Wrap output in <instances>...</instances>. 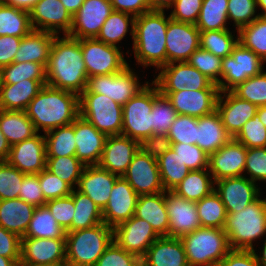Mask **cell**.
I'll use <instances>...</instances> for the list:
<instances>
[{
  "mask_svg": "<svg viewBox=\"0 0 266 266\" xmlns=\"http://www.w3.org/2000/svg\"><path fill=\"white\" fill-rule=\"evenodd\" d=\"M75 213L71 226L66 232L94 227L103 223L102 210L85 194L78 190H72Z\"/></svg>",
  "mask_w": 266,
  "mask_h": 266,
  "instance_id": "38",
  "label": "cell"
},
{
  "mask_svg": "<svg viewBox=\"0 0 266 266\" xmlns=\"http://www.w3.org/2000/svg\"><path fill=\"white\" fill-rule=\"evenodd\" d=\"M45 134L47 158L76 156V140L72 124L55 128Z\"/></svg>",
  "mask_w": 266,
  "mask_h": 266,
  "instance_id": "43",
  "label": "cell"
},
{
  "mask_svg": "<svg viewBox=\"0 0 266 266\" xmlns=\"http://www.w3.org/2000/svg\"><path fill=\"white\" fill-rule=\"evenodd\" d=\"M114 11H120L138 17L151 11L148 0H108Z\"/></svg>",
  "mask_w": 266,
  "mask_h": 266,
  "instance_id": "66",
  "label": "cell"
},
{
  "mask_svg": "<svg viewBox=\"0 0 266 266\" xmlns=\"http://www.w3.org/2000/svg\"><path fill=\"white\" fill-rule=\"evenodd\" d=\"M231 92L257 107L266 106V72L262 71L259 75L248 78L233 88Z\"/></svg>",
  "mask_w": 266,
  "mask_h": 266,
  "instance_id": "51",
  "label": "cell"
},
{
  "mask_svg": "<svg viewBox=\"0 0 266 266\" xmlns=\"http://www.w3.org/2000/svg\"><path fill=\"white\" fill-rule=\"evenodd\" d=\"M25 175L7 161H0V200L19 198Z\"/></svg>",
  "mask_w": 266,
  "mask_h": 266,
  "instance_id": "53",
  "label": "cell"
},
{
  "mask_svg": "<svg viewBox=\"0 0 266 266\" xmlns=\"http://www.w3.org/2000/svg\"><path fill=\"white\" fill-rule=\"evenodd\" d=\"M228 0H203L195 26L200 32L226 30Z\"/></svg>",
  "mask_w": 266,
  "mask_h": 266,
  "instance_id": "42",
  "label": "cell"
},
{
  "mask_svg": "<svg viewBox=\"0 0 266 266\" xmlns=\"http://www.w3.org/2000/svg\"><path fill=\"white\" fill-rule=\"evenodd\" d=\"M84 168L85 165L76 156L47 158L46 162V169L65 181L73 189H75V185H78Z\"/></svg>",
  "mask_w": 266,
  "mask_h": 266,
  "instance_id": "49",
  "label": "cell"
},
{
  "mask_svg": "<svg viewBox=\"0 0 266 266\" xmlns=\"http://www.w3.org/2000/svg\"><path fill=\"white\" fill-rule=\"evenodd\" d=\"M152 113V145L162 142L178 115L169 99L161 94L155 85L153 87Z\"/></svg>",
  "mask_w": 266,
  "mask_h": 266,
  "instance_id": "37",
  "label": "cell"
},
{
  "mask_svg": "<svg viewBox=\"0 0 266 266\" xmlns=\"http://www.w3.org/2000/svg\"><path fill=\"white\" fill-rule=\"evenodd\" d=\"M88 78L122 72L129 64L118 46L108 45L96 38L80 39Z\"/></svg>",
  "mask_w": 266,
  "mask_h": 266,
  "instance_id": "12",
  "label": "cell"
},
{
  "mask_svg": "<svg viewBox=\"0 0 266 266\" xmlns=\"http://www.w3.org/2000/svg\"><path fill=\"white\" fill-rule=\"evenodd\" d=\"M144 87V84L140 85L135 72L127 66L119 73L89 77L83 92L108 96L123 106Z\"/></svg>",
  "mask_w": 266,
  "mask_h": 266,
  "instance_id": "13",
  "label": "cell"
},
{
  "mask_svg": "<svg viewBox=\"0 0 266 266\" xmlns=\"http://www.w3.org/2000/svg\"><path fill=\"white\" fill-rule=\"evenodd\" d=\"M0 130L10 146L30 139L38 132L25 111L0 109Z\"/></svg>",
  "mask_w": 266,
  "mask_h": 266,
  "instance_id": "36",
  "label": "cell"
},
{
  "mask_svg": "<svg viewBox=\"0 0 266 266\" xmlns=\"http://www.w3.org/2000/svg\"><path fill=\"white\" fill-rule=\"evenodd\" d=\"M142 145L124 135L107 136L99 166L120 177Z\"/></svg>",
  "mask_w": 266,
  "mask_h": 266,
  "instance_id": "25",
  "label": "cell"
},
{
  "mask_svg": "<svg viewBox=\"0 0 266 266\" xmlns=\"http://www.w3.org/2000/svg\"><path fill=\"white\" fill-rule=\"evenodd\" d=\"M158 76L151 83L156 85L159 92H177L187 89H219L217 84L210 81L195 67L187 62L169 63L162 66Z\"/></svg>",
  "mask_w": 266,
  "mask_h": 266,
  "instance_id": "11",
  "label": "cell"
},
{
  "mask_svg": "<svg viewBox=\"0 0 266 266\" xmlns=\"http://www.w3.org/2000/svg\"><path fill=\"white\" fill-rule=\"evenodd\" d=\"M250 175L249 179L266 181V147L247 148L245 169Z\"/></svg>",
  "mask_w": 266,
  "mask_h": 266,
  "instance_id": "60",
  "label": "cell"
},
{
  "mask_svg": "<svg viewBox=\"0 0 266 266\" xmlns=\"http://www.w3.org/2000/svg\"><path fill=\"white\" fill-rule=\"evenodd\" d=\"M45 205L61 227L67 230L71 226L75 213L74 200L71 195L48 200Z\"/></svg>",
  "mask_w": 266,
  "mask_h": 266,
  "instance_id": "59",
  "label": "cell"
},
{
  "mask_svg": "<svg viewBox=\"0 0 266 266\" xmlns=\"http://www.w3.org/2000/svg\"><path fill=\"white\" fill-rule=\"evenodd\" d=\"M247 148L232 138L216 152L209 155V172L213 181L243 176Z\"/></svg>",
  "mask_w": 266,
  "mask_h": 266,
  "instance_id": "23",
  "label": "cell"
},
{
  "mask_svg": "<svg viewBox=\"0 0 266 266\" xmlns=\"http://www.w3.org/2000/svg\"><path fill=\"white\" fill-rule=\"evenodd\" d=\"M138 195L164 192L155 150L142 146L122 176Z\"/></svg>",
  "mask_w": 266,
  "mask_h": 266,
  "instance_id": "9",
  "label": "cell"
},
{
  "mask_svg": "<svg viewBox=\"0 0 266 266\" xmlns=\"http://www.w3.org/2000/svg\"><path fill=\"white\" fill-rule=\"evenodd\" d=\"M44 85L37 80H24L17 84H0V109L25 111Z\"/></svg>",
  "mask_w": 266,
  "mask_h": 266,
  "instance_id": "35",
  "label": "cell"
},
{
  "mask_svg": "<svg viewBox=\"0 0 266 266\" xmlns=\"http://www.w3.org/2000/svg\"><path fill=\"white\" fill-rule=\"evenodd\" d=\"M21 39L17 36H0V70L13 63Z\"/></svg>",
  "mask_w": 266,
  "mask_h": 266,
  "instance_id": "65",
  "label": "cell"
},
{
  "mask_svg": "<svg viewBox=\"0 0 266 266\" xmlns=\"http://www.w3.org/2000/svg\"><path fill=\"white\" fill-rule=\"evenodd\" d=\"M239 43L266 62V18L258 17L238 31Z\"/></svg>",
  "mask_w": 266,
  "mask_h": 266,
  "instance_id": "47",
  "label": "cell"
},
{
  "mask_svg": "<svg viewBox=\"0 0 266 266\" xmlns=\"http://www.w3.org/2000/svg\"><path fill=\"white\" fill-rule=\"evenodd\" d=\"M256 9V0H228V20L234 21L238 32L259 17L255 16Z\"/></svg>",
  "mask_w": 266,
  "mask_h": 266,
  "instance_id": "57",
  "label": "cell"
},
{
  "mask_svg": "<svg viewBox=\"0 0 266 266\" xmlns=\"http://www.w3.org/2000/svg\"><path fill=\"white\" fill-rule=\"evenodd\" d=\"M253 252L260 266H266V240L263 246V251L261 252L262 256L256 254L255 249H253Z\"/></svg>",
  "mask_w": 266,
  "mask_h": 266,
  "instance_id": "72",
  "label": "cell"
},
{
  "mask_svg": "<svg viewBox=\"0 0 266 266\" xmlns=\"http://www.w3.org/2000/svg\"><path fill=\"white\" fill-rule=\"evenodd\" d=\"M222 59L211 52L199 47L189 58L187 63L195 67L214 84L220 82L222 71Z\"/></svg>",
  "mask_w": 266,
  "mask_h": 266,
  "instance_id": "52",
  "label": "cell"
},
{
  "mask_svg": "<svg viewBox=\"0 0 266 266\" xmlns=\"http://www.w3.org/2000/svg\"><path fill=\"white\" fill-rule=\"evenodd\" d=\"M152 147L155 150L163 188L165 191H173L190 170L168 144L158 142Z\"/></svg>",
  "mask_w": 266,
  "mask_h": 266,
  "instance_id": "30",
  "label": "cell"
},
{
  "mask_svg": "<svg viewBox=\"0 0 266 266\" xmlns=\"http://www.w3.org/2000/svg\"><path fill=\"white\" fill-rule=\"evenodd\" d=\"M257 7L262 8L263 12L259 14L260 17L266 18V0H256Z\"/></svg>",
  "mask_w": 266,
  "mask_h": 266,
  "instance_id": "74",
  "label": "cell"
},
{
  "mask_svg": "<svg viewBox=\"0 0 266 266\" xmlns=\"http://www.w3.org/2000/svg\"><path fill=\"white\" fill-rule=\"evenodd\" d=\"M37 132L72 124L80 116L79 95L45 85L25 109ZM41 127V129H40Z\"/></svg>",
  "mask_w": 266,
  "mask_h": 266,
  "instance_id": "2",
  "label": "cell"
},
{
  "mask_svg": "<svg viewBox=\"0 0 266 266\" xmlns=\"http://www.w3.org/2000/svg\"><path fill=\"white\" fill-rule=\"evenodd\" d=\"M159 237L150 223L134 215L113 229V240L140 259Z\"/></svg>",
  "mask_w": 266,
  "mask_h": 266,
  "instance_id": "16",
  "label": "cell"
},
{
  "mask_svg": "<svg viewBox=\"0 0 266 266\" xmlns=\"http://www.w3.org/2000/svg\"><path fill=\"white\" fill-rule=\"evenodd\" d=\"M47 85L80 95L86 88L87 70L80 39L55 36L46 67Z\"/></svg>",
  "mask_w": 266,
  "mask_h": 266,
  "instance_id": "1",
  "label": "cell"
},
{
  "mask_svg": "<svg viewBox=\"0 0 266 266\" xmlns=\"http://www.w3.org/2000/svg\"><path fill=\"white\" fill-rule=\"evenodd\" d=\"M152 107L153 87L147 81L145 87L122 106V135L142 146H152Z\"/></svg>",
  "mask_w": 266,
  "mask_h": 266,
  "instance_id": "7",
  "label": "cell"
},
{
  "mask_svg": "<svg viewBox=\"0 0 266 266\" xmlns=\"http://www.w3.org/2000/svg\"><path fill=\"white\" fill-rule=\"evenodd\" d=\"M214 184L227 214L240 212L260 197L258 185L244 175L217 180Z\"/></svg>",
  "mask_w": 266,
  "mask_h": 266,
  "instance_id": "18",
  "label": "cell"
},
{
  "mask_svg": "<svg viewBox=\"0 0 266 266\" xmlns=\"http://www.w3.org/2000/svg\"><path fill=\"white\" fill-rule=\"evenodd\" d=\"M196 205L201 227L223 229L227 212L215 190L197 201Z\"/></svg>",
  "mask_w": 266,
  "mask_h": 266,
  "instance_id": "46",
  "label": "cell"
},
{
  "mask_svg": "<svg viewBox=\"0 0 266 266\" xmlns=\"http://www.w3.org/2000/svg\"><path fill=\"white\" fill-rule=\"evenodd\" d=\"M38 177L46 201L71 195L73 188L47 169L38 173Z\"/></svg>",
  "mask_w": 266,
  "mask_h": 266,
  "instance_id": "58",
  "label": "cell"
},
{
  "mask_svg": "<svg viewBox=\"0 0 266 266\" xmlns=\"http://www.w3.org/2000/svg\"><path fill=\"white\" fill-rule=\"evenodd\" d=\"M162 143L197 145V118L177 115Z\"/></svg>",
  "mask_w": 266,
  "mask_h": 266,
  "instance_id": "50",
  "label": "cell"
},
{
  "mask_svg": "<svg viewBox=\"0 0 266 266\" xmlns=\"http://www.w3.org/2000/svg\"><path fill=\"white\" fill-rule=\"evenodd\" d=\"M19 198L35 207L44 206L46 200L42 192L38 174H26L23 181Z\"/></svg>",
  "mask_w": 266,
  "mask_h": 266,
  "instance_id": "62",
  "label": "cell"
},
{
  "mask_svg": "<svg viewBox=\"0 0 266 266\" xmlns=\"http://www.w3.org/2000/svg\"><path fill=\"white\" fill-rule=\"evenodd\" d=\"M209 169L190 171L173 192L190 201H200L214 191L215 186Z\"/></svg>",
  "mask_w": 266,
  "mask_h": 266,
  "instance_id": "39",
  "label": "cell"
},
{
  "mask_svg": "<svg viewBox=\"0 0 266 266\" xmlns=\"http://www.w3.org/2000/svg\"><path fill=\"white\" fill-rule=\"evenodd\" d=\"M190 171L209 168V155L197 145L168 144Z\"/></svg>",
  "mask_w": 266,
  "mask_h": 266,
  "instance_id": "55",
  "label": "cell"
},
{
  "mask_svg": "<svg viewBox=\"0 0 266 266\" xmlns=\"http://www.w3.org/2000/svg\"><path fill=\"white\" fill-rule=\"evenodd\" d=\"M20 265L66 266V238L22 237Z\"/></svg>",
  "mask_w": 266,
  "mask_h": 266,
  "instance_id": "14",
  "label": "cell"
},
{
  "mask_svg": "<svg viewBox=\"0 0 266 266\" xmlns=\"http://www.w3.org/2000/svg\"><path fill=\"white\" fill-rule=\"evenodd\" d=\"M69 14L73 17L79 10L84 0H60Z\"/></svg>",
  "mask_w": 266,
  "mask_h": 266,
  "instance_id": "70",
  "label": "cell"
},
{
  "mask_svg": "<svg viewBox=\"0 0 266 266\" xmlns=\"http://www.w3.org/2000/svg\"><path fill=\"white\" fill-rule=\"evenodd\" d=\"M5 3V0H0V4H4Z\"/></svg>",
  "mask_w": 266,
  "mask_h": 266,
  "instance_id": "75",
  "label": "cell"
},
{
  "mask_svg": "<svg viewBox=\"0 0 266 266\" xmlns=\"http://www.w3.org/2000/svg\"><path fill=\"white\" fill-rule=\"evenodd\" d=\"M55 36L51 32L32 30L21 39L13 62H37L47 67Z\"/></svg>",
  "mask_w": 266,
  "mask_h": 266,
  "instance_id": "32",
  "label": "cell"
},
{
  "mask_svg": "<svg viewBox=\"0 0 266 266\" xmlns=\"http://www.w3.org/2000/svg\"><path fill=\"white\" fill-rule=\"evenodd\" d=\"M20 259H10L4 256H0V266H18Z\"/></svg>",
  "mask_w": 266,
  "mask_h": 266,
  "instance_id": "71",
  "label": "cell"
},
{
  "mask_svg": "<svg viewBox=\"0 0 266 266\" xmlns=\"http://www.w3.org/2000/svg\"><path fill=\"white\" fill-rule=\"evenodd\" d=\"M263 64L258 55L238 42L231 55L222 59L223 80L217 84L220 92L231 91L248 78L259 75L263 71Z\"/></svg>",
  "mask_w": 266,
  "mask_h": 266,
  "instance_id": "10",
  "label": "cell"
},
{
  "mask_svg": "<svg viewBox=\"0 0 266 266\" xmlns=\"http://www.w3.org/2000/svg\"><path fill=\"white\" fill-rule=\"evenodd\" d=\"M80 116L106 136L122 135L123 108L108 96L82 92Z\"/></svg>",
  "mask_w": 266,
  "mask_h": 266,
  "instance_id": "8",
  "label": "cell"
},
{
  "mask_svg": "<svg viewBox=\"0 0 266 266\" xmlns=\"http://www.w3.org/2000/svg\"><path fill=\"white\" fill-rule=\"evenodd\" d=\"M165 206L169 217L168 237L181 238L201 227L196 202L165 191Z\"/></svg>",
  "mask_w": 266,
  "mask_h": 266,
  "instance_id": "19",
  "label": "cell"
},
{
  "mask_svg": "<svg viewBox=\"0 0 266 266\" xmlns=\"http://www.w3.org/2000/svg\"><path fill=\"white\" fill-rule=\"evenodd\" d=\"M218 266H260L253 250L231 249Z\"/></svg>",
  "mask_w": 266,
  "mask_h": 266,
  "instance_id": "64",
  "label": "cell"
},
{
  "mask_svg": "<svg viewBox=\"0 0 266 266\" xmlns=\"http://www.w3.org/2000/svg\"><path fill=\"white\" fill-rule=\"evenodd\" d=\"M32 30L29 11L0 4V36L23 38Z\"/></svg>",
  "mask_w": 266,
  "mask_h": 266,
  "instance_id": "41",
  "label": "cell"
},
{
  "mask_svg": "<svg viewBox=\"0 0 266 266\" xmlns=\"http://www.w3.org/2000/svg\"><path fill=\"white\" fill-rule=\"evenodd\" d=\"M24 80H37L47 85L46 67L37 62H13L0 70V84H17Z\"/></svg>",
  "mask_w": 266,
  "mask_h": 266,
  "instance_id": "44",
  "label": "cell"
},
{
  "mask_svg": "<svg viewBox=\"0 0 266 266\" xmlns=\"http://www.w3.org/2000/svg\"><path fill=\"white\" fill-rule=\"evenodd\" d=\"M35 208L20 198L0 200V226L24 237Z\"/></svg>",
  "mask_w": 266,
  "mask_h": 266,
  "instance_id": "34",
  "label": "cell"
},
{
  "mask_svg": "<svg viewBox=\"0 0 266 266\" xmlns=\"http://www.w3.org/2000/svg\"><path fill=\"white\" fill-rule=\"evenodd\" d=\"M238 42L239 35L234 38L229 29L200 32V47L221 58L230 56Z\"/></svg>",
  "mask_w": 266,
  "mask_h": 266,
  "instance_id": "48",
  "label": "cell"
},
{
  "mask_svg": "<svg viewBox=\"0 0 266 266\" xmlns=\"http://www.w3.org/2000/svg\"><path fill=\"white\" fill-rule=\"evenodd\" d=\"M171 102L178 115H188L196 118L208 115L216 110L219 89H200L177 92H160Z\"/></svg>",
  "mask_w": 266,
  "mask_h": 266,
  "instance_id": "21",
  "label": "cell"
},
{
  "mask_svg": "<svg viewBox=\"0 0 266 266\" xmlns=\"http://www.w3.org/2000/svg\"><path fill=\"white\" fill-rule=\"evenodd\" d=\"M24 237L66 238V230L55 220L46 205L36 207Z\"/></svg>",
  "mask_w": 266,
  "mask_h": 266,
  "instance_id": "40",
  "label": "cell"
},
{
  "mask_svg": "<svg viewBox=\"0 0 266 266\" xmlns=\"http://www.w3.org/2000/svg\"><path fill=\"white\" fill-rule=\"evenodd\" d=\"M223 230L231 249L253 250V241L266 234V198L258 197L240 212L227 214Z\"/></svg>",
  "mask_w": 266,
  "mask_h": 266,
  "instance_id": "4",
  "label": "cell"
},
{
  "mask_svg": "<svg viewBox=\"0 0 266 266\" xmlns=\"http://www.w3.org/2000/svg\"><path fill=\"white\" fill-rule=\"evenodd\" d=\"M257 114H258L262 124L266 127V106L258 107Z\"/></svg>",
  "mask_w": 266,
  "mask_h": 266,
  "instance_id": "73",
  "label": "cell"
},
{
  "mask_svg": "<svg viewBox=\"0 0 266 266\" xmlns=\"http://www.w3.org/2000/svg\"><path fill=\"white\" fill-rule=\"evenodd\" d=\"M232 138L223 126L217 110L197 118V146L208 155L219 150Z\"/></svg>",
  "mask_w": 266,
  "mask_h": 266,
  "instance_id": "33",
  "label": "cell"
},
{
  "mask_svg": "<svg viewBox=\"0 0 266 266\" xmlns=\"http://www.w3.org/2000/svg\"><path fill=\"white\" fill-rule=\"evenodd\" d=\"M234 139L246 148L266 147V127L260 121L258 114L244 124Z\"/></svg>",
  "mask_w": 266,
  "mask_h": 266,
  "instance_id": "54",
  "label": "cell"
},
{
  "mask_svg": "<svg viewBox=\"0 0 266 266\" xmlns=\"http://www.w3.org/2000/svg\"><path fill=\"white\" fill-rule=\"evenodd\" d=\"M134 216L150 223L160 237L168 236L169 217L165 206V191L139 195Z\"/></svg>",
  "mask_w": 266,
  "mask_h": 266,
  "instance_id": "31",
  "label": "cell"
},
{
  "mask_svg": "<svg viewBox=\"0 0 266 266\" xmlns=\"http://www.w3.org/2000/svg\"><path fill=\"white\" fill-rule=\"evenodd\" d=\"M112 12L113 7L108 0H84L73 16L68 36L75 39L96 38Z\"/></svg>",
  "mask_w": 266,
  "mask_h": 266,
  "instance_id": "17",
  "label": "cell"
},
{
  "mask_svg": "<svg viewBox=\"0 0 266 266\" xmlns=\"http://www.w3.org/2000/svg\"><path fill=\"white\" fill-rule=\"evenodd\" d=\"M112 241L113 228L104 222L66 232V266H95Z\"/></svg>",
  "mask_w": 266,
  "mask_h": 266,
  "instance_id": "5",
  "label": "cell"
},
{
  "mask_svg": "<svg viewBox=\"0 0 266 266\" xmlns=\"http://www.w3.org/2000/svg\"><path fill=\"white\" fill-rule=\"evenodd\" d=\"M167 26L164 11L151 10L135 17L133 50L138 64L157 69L167 64Z\"/></svg>",
  "mask_w": 266,
  "mask_h": 266,
  "instance_id": "3",
  "label": "cell"
},
{
  "mask_svg": "<svg viewBox=\"0 0 266 266\" xmlns=\"http://www.w3.org/2000/svg\"><path fill=\"white\" fill-rule=\"evenodd\" d=\"M257 109L256 105L238 98L231 91L220 92L216 107L223 126L233 138L257 114Z\"/></svg>",
  "mask_w": 266,
  "mask_h": 266,
  "instance_id": "26",
  "label": "cell"
},
{
  "mask_svg": "<svg viewBox=\"0 0 266 266\" xmlns=\"http://www.w3.org/2000/svg\"><path fill=\"white\" fill-rule=\"evenodd\" d=\"M72 125L76 140V157L85 166L98 165L107 136L81 116Z\"/></svg>",
  "mask_w": 266,
  "mask_h": 266,
  "instance_id": "27",
  "label": "cell"
},
{
  "mask_svg": "<svg viewBox=\"0 0 266 266\" xmlns=\"http://www.w3.org/2000/svg\"><path fill=\"white\" fill-rule=\"evenodd\" d=\"M119 177L99 165L85 166L77 190L87 195L103 210L108 204L112 188Z\"/></svg>",
  "mask_w": 266,
  "mask_h": 266,
  "instance_id": "28",
  "label": "cell"
},
{
  "mask_svg": "<svg viewBox=\"0 0 266 266\" xmlns=\"http://www.w3.org/2000/svg\"><path fill=\"white\" fill-rule=\"evenodd\" d=\"M180 239L189 266H218L231 250L228 237L220 228L199 227Z\"/></svg>",
  "mask_w": 266,
  "mask_h": 266,
  "instance_id": "6",
  "label": "cell"
},
{
  "mask_svg": "<svg viewBox=\"0 0 266 266\" xmlns=\"http://www.w3.org/2000/svg\"><path fill=\"white\" fill-rule=\"evenodd\" d=\"M39 0H5L6 5L30 11Z\"/></svg>",
  "mask_w": 266,
  "mask_h": 266,
  "instance_id": "67",
  "label": "cell"
},
{
  "mask_svg": "<svg viewBox=\"0 0 266 266\" xmlns=\"http://www.w3.org/2000/svg\"><path fill=\"white\" fill-rule=\"evenodd\" d=\"M203 0H175L169 15L172 20L195 24L201 11Z\"/></svg>",
  "mask_w": 266,
  "mask_h": 266,
  "instance_id": "61",
  "label": "cell"
},
{
  "mask_svg": "<svg viewBox=\"0 0 266 266\" xmlns=\"http://www.w3.org/2000/svg\"><path fill=\"white\" fill-rule=\"evenodd\" d=\"M10 144L0 130V161H7L10 153Z\"/></svg>",
  "mask_w": 266,
  "mask_h": 266,
  "instance_id": "68",
  "label": "cell"
},
{
  "mask_svg": "<svg viewBox=\"0 0 266 266\" xmlns=\"http://www.w3.org/2000/svg\"><path fill=\"white\" fill-rule=\"evenodd\" d=\"M175 0H148L149 7L151 10L164 11V9H169Z\"/></svg>",
  "mask_w": 266,
  "mask_h": 266,
  "instance_id": "69",
  "label": "cell"
},
{
  "mask_svg": "<svg viewBox=\"0 0 266 266\" xmlns=\"http://www.w3.org/2000/svg\"><path fill=\"white\" fill-rule=\"evenodd\" d=\"M129 23L131 25L130 33L132 38H134L135 17L124 12L113 10L102 25L96 39L108 45L116 46V43H119L128 32Z\"/></svg>",
  "mask_w": 266,
  "mask_h": 266,
  "instance_id": "45",
  "label": "cell"
},
{
  "mask_svg": "<svg viewBox=\"0 0 266 266\" xmlns=\"http://www.w3.org/2000/svg\"><path fill=\"white\" fill-rule=\"evenodd\" d=\"M138 196L130 184L119 177L112 188L108 204L102 210L103 222L114 229L129 220L135 213Z\"/></svg>",
  "mask_w": 266,
  "mask_h": 266,
  "instance_id": "24",
  "label": "cell"
},
{
  "mask_svg": "<svg viewBox=\"0 0 266 266\" xmlns=\"http://www.w3.org/2000/svg\"><path fill=\"white\" fill-rule=\"evenodd\" d=\"M200 47V31L192 23L178 22L168 16L166 32L167 64L187 62Z\"/></svg>",
  "mask_w": 266,
  "mask_h": 266,
  "instance_id": "15",
  "label": "cell"
},
{
  "mask_svg": "<svg viewBox=\"0 0 266 266\" xmlns=\"http://www.w3.org/2000/svg\"><path fill=\"white\" fill-rule=\"evenodd\" d=\"M141 266H189L181 239L159 237L141 258Z\"/></svg>",
  "mask_w": 266,
  "mask_h": 266,
  "instance_id": "29",
  "label": "cell"
},
{
  "mask_svg": "<svg viewBox=\"0 0 266 266\" xmlns=\"http://www.w3.org/2000/svg\"><path fill=\"white\" fill-rule=\"evenodd\" d=\"M21 238L0 226V256L20 259Z\"/></svg>",
  "mask_w": 266,
  "mask_h": 266,
  "instance_id": "63",
  "label": "cell"
},
{
  "mask_svg": "<svg viewBox=\"0 0 266 266\" xmlns=\"http://www.w3.org/2000/svg\"><path fill=\"white\" fill-rule=\"evenodd\" d=\"M7 162L25 174H38L46 169L45 135L37 133L30 139L12 145Z\"/></svg>",
  "mask_w": 266,
  "mask_h": 266,
  "instance_id": "22",
  "label": "cell"
},
{
  "mask_svg": "<svg viewBox=\"0 0 266 266\" xmlns=\"http://www.w3.org/2000/svg\"><path fill=\"white\" fill-rule=\"evenodd\" d=\"M29 13L33 30L68 35L72 28L73 17L60 0H39Z\"/></svg>",
  "mask_w": 266,
  "mask_h": 266,
  "instance_id": "20",
  "label": "cell"
},
{
  "mask_svg": "<svg viewBox=\"0 0 266 266\" xmlns=\"http://www.w3.org/2000/svg\"><path fill=\"white\" fill-rule=\"evenodd\" d=\"M95 266H141V259L121 248L113 240Z\"/></svg>",
  "mask_w": 266,
  "mask_h": 266,
  "instance_id": "56",
  "label": "cell"
}]
</instances>
